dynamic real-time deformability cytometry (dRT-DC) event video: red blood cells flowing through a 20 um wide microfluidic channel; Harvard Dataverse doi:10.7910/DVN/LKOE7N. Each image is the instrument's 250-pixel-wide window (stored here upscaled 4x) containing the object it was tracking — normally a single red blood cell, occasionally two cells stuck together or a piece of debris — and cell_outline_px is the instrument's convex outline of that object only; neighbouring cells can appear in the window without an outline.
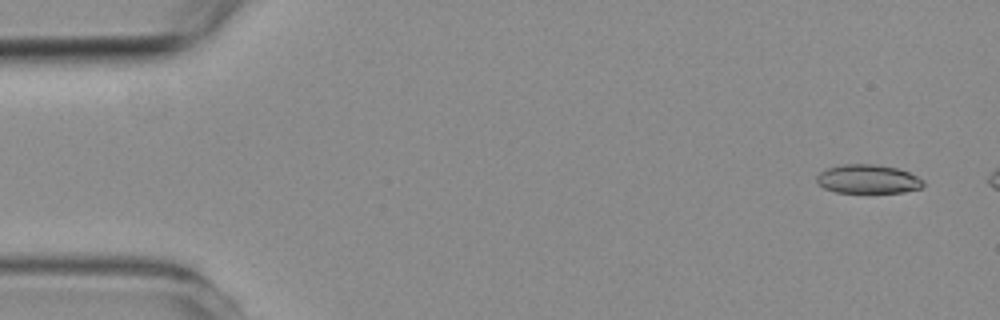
{"species": "common noctule bat (a hibernating species)", "species_latin": "Nyctalus noctula", "temperature_condition": "room temperature", "stored_images_in_passage": 3, "camera_frame_rate_fps": 3000, "um_per_image_px": 0.085, "animal": {"sex": "female", "body_mass_g": 19.3, "forearm_length_mm": 54.1}, "frame": {"image": 1, "passage_image": 1, "time_ms": 0.0, "image_size_px": [1000, 320], "cell_outline_px": [[924, 184], [920, 188], [904, 192], [836, 192], [824, 188], [816, 180], [816, 176], [820, 172], [828, 168], [840, 164], [876, 164], [896, 168], [908, 172], [924, 180]], "centroid_in_image_um": [73.77, 15.21], "position_along_channel_um": 11.2, "area_um2": 17.8}}